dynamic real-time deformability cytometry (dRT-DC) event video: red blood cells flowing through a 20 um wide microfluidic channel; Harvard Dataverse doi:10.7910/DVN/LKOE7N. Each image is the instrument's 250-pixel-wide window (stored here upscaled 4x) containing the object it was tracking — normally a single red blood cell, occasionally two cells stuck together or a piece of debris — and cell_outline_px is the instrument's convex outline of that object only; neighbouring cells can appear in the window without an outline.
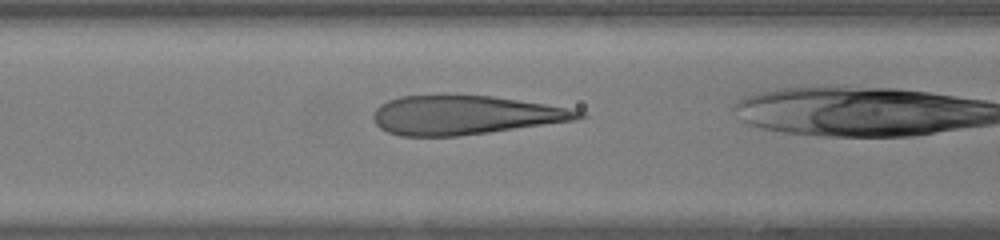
{"species": "human", "species_latin": "Homo sapiens", "temperature_condition": "warm", "stored_images_in_passage": 21, "camera_frame_rate_fps": 3000, "um_per_image_px": 0.085, "donor": {"sex": "female"}, "frame": {"image": 1, "passage_image": 3, "time_ms": 0.667, "image_size_px": [1000, 240], "cell_outline_px": [[588, 116], [576, 120], [488, 132], [456, 136], [400, 136], [388, 132], [380, 128], [376, 124], [372, 116], [376, 108], [380, 104], [388, 100], [400, 96], [492, 96], [544, 104], [584, 112]], "centroid_in_image_um": [39.48, 9.79], "position_along_channel_um": 127.1, "area_um2": 46.01}}
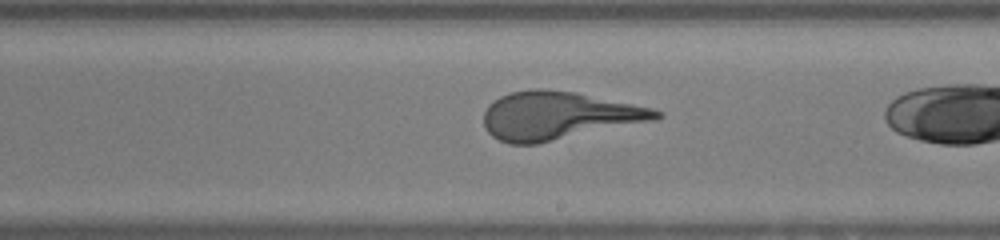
{"frame": {"image": 2, "passage_image": 11, "time_ms": 3.333, "image_size_px": [1000, 240], "cell_outline_px": [[664, 116], [656, 120], [536, 144], [508, 144], [492, 136], [484, 128], [484, 112], [488, 104], [500, 96], [512, 92], [536, 88], [540, 88], [576, 92], [652, 108], [664, 112]], "centroid_in_image_um": [47.46, 9.83], "position_along_channel_um": 241.5, "area_um2": 48.26}}
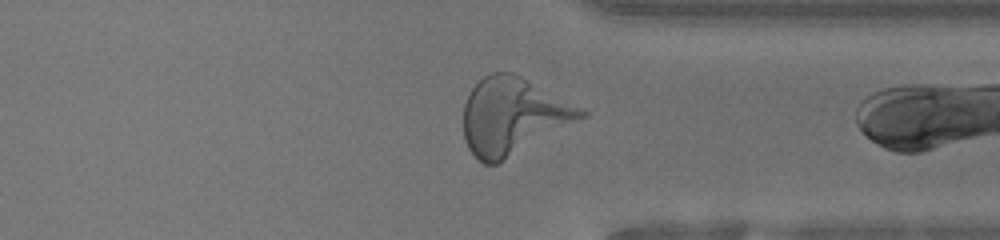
{"frame": {"image": 3, "passage_image": 20, "time_ms": 6.333, "image_size_px": [1000, 240], "cell_outline_px": [[588, 116], [496, 164], [484, 164], [468, 148], [464, 140], [464, 104], [472, 88], [484, 76], [492, 72], [512, 72], [520, 76], [588, 112]], "centroid_in_image_um": [43.58, 9.88], "position_along_channel_um": 367.8, "area_um2": 51.67}}